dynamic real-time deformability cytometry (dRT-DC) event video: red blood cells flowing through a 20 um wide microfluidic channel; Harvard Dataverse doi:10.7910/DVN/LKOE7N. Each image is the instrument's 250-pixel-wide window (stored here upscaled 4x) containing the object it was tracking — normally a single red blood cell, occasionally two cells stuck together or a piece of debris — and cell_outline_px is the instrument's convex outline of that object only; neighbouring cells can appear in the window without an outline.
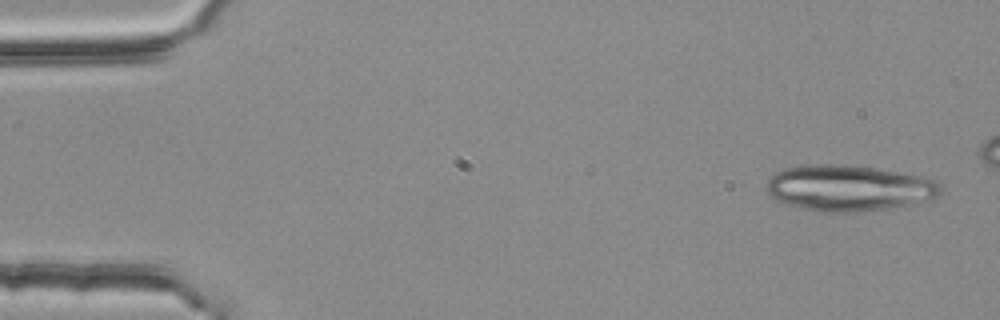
{"species": "common noctule bat (a hibernating species)", "species_latin": "Nyctalus noctula", "temperature_condition": "room temperature", "stored_images_in_passage": 4, "camera_frame_rate_fps": 3000, "um_per_image_px": 0.085, "animal": {"sex": "female", "body_mass_g": 25.1}, "frame": {"image": 1, "passage_image": 1, "time_ms": 0.0, "image_size_px": [1000, 320], "cell_outline_px": [[940, 192], [936, 196], [916, 204], [888, 208], [856, 212], [820, 212], [788, 204], [776, 200], [768, 192], [764, 184], [776, 172], [784, 168], [808, 164], [848, 164], [876, 168], [920, 176], [936, 180], [940, 184]], "centroid_in_image_um": [72.13, 15.97], "position_along_channel_um": 12.9, "area_um2": 46.7}}